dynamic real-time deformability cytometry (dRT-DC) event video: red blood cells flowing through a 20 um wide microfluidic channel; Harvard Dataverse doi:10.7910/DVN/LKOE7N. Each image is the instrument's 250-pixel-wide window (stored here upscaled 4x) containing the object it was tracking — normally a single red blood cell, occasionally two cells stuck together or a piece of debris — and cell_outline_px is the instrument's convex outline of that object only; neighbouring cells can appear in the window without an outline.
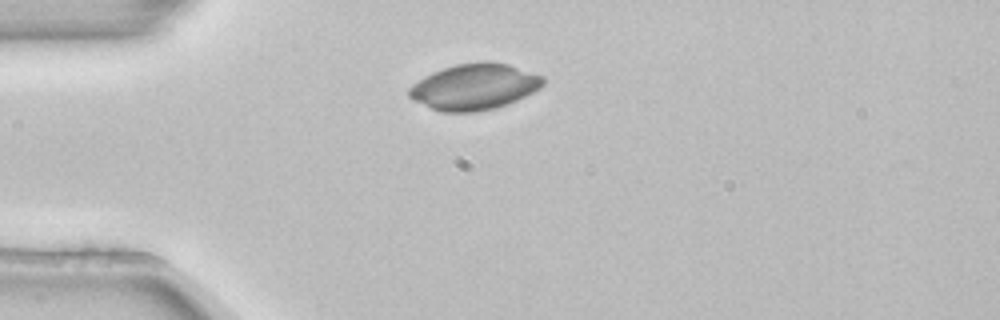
{"species": "common noctule bat (a hibernating species)", "species_latin": "Nyctalus noctula", "temperature_condition": "room temperature", "stored_images_in_passage": 2, "camera_frame_rate_fps": 3000, "um_per_image_px": 0.085, "animal": {"sex": "female", "body_mass_g": 22.7, "forearm_length_mm": 54.2}, "frame": {"image": 1, "passage_image": 1, "time_ms": 0.0, "image_size_px": [1000, 320], "cell_outline_px": [[544, 84], [540, 88], [508, 104], [496, 108], [476, 112], [440, 112], [408, 96], [408, 88], [412, 84], [424, 76], [432, 72], [456, 64], [484, 60], [508, 64], [544, 76]], "centroid_in_image_um": [40.33, 7.36], "position_along_channel_um": 44.7, "area_um2": 35.95}}